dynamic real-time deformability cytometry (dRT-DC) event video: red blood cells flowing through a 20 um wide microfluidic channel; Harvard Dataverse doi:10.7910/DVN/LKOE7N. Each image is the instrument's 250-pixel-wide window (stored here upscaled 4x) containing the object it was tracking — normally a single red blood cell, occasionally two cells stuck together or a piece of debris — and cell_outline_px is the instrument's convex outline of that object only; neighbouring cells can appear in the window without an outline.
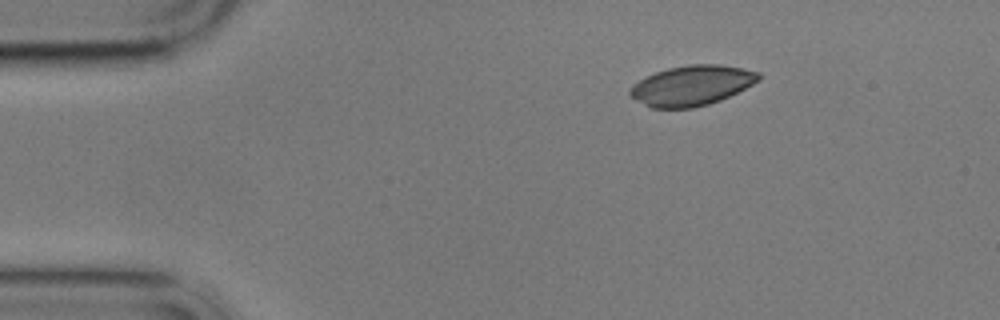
{"species": "common noctule bat (a hibernating species)", "species_latin": "Nyctalus noctula", "temperature_condition": "cold", "stored_images_in_passage": 3, "camera_frame_rate_fps": 3000, "um_per_image_px": 0.085, "animal": {"sex": "male", "body_mass_g": 17.9}, "frame": {"image": 1, "passage_image": 1, "time_ms": 0.0, "image_size_px": [1000, 320], "cell_outline_px": [[760, 80], [720, 100], [708, 104], [692, 108], [652, 108], [628, 96], [628, 92], [632, 84], [656, 72], [668, 68], [688, 64], [720, 64], [744, 68], [760, 72]], "centroid_in_image_um": [58.78, 7.26], "position_along_channel_um": 26.2, "area_um2": 30.0}}